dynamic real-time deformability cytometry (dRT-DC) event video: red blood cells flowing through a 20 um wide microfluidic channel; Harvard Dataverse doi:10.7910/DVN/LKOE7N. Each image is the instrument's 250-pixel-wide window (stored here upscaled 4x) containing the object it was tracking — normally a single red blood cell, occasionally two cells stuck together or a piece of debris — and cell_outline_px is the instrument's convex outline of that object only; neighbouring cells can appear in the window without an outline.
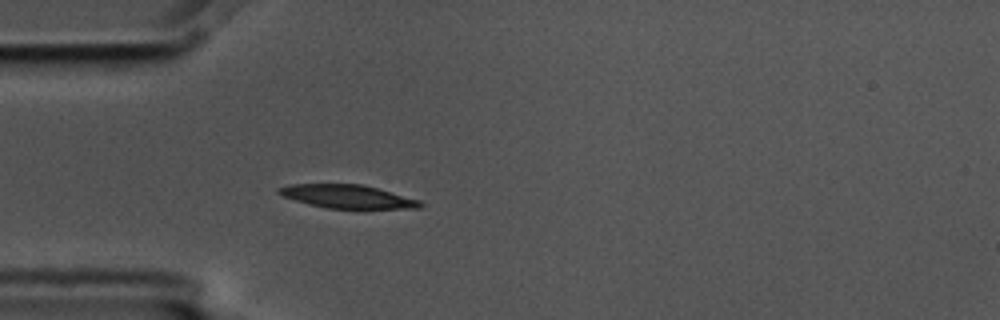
{"species": "common noctule bat (a hibernating species)", "species_latin": "Nyctalus noctula", "temperature_condition": "cold", "stored_images_in_passage": 4, "camera_frame_rate_fps": 3000, "um_per_image_px": 0.085, "animal": {"sex": "male", "body_mass_g": 17.5, "forearm_length_mm": 52.3}, "frame": {"image": 1, "passage_image": 4, "time_ms": 1.0, "image_size_px": [1000, 320], "cell_outline_px": [[424, 204], [420, 208], [328, 208], [308, 204], [284, 196], [276, 192], [276, 188], [292, 184], [360, 184], [376, 188], [420, 200]], "centroid_in_image_um": [29.51, 16.7], "position_along_channel_um": 55.5, "area_um2": 18.96}}